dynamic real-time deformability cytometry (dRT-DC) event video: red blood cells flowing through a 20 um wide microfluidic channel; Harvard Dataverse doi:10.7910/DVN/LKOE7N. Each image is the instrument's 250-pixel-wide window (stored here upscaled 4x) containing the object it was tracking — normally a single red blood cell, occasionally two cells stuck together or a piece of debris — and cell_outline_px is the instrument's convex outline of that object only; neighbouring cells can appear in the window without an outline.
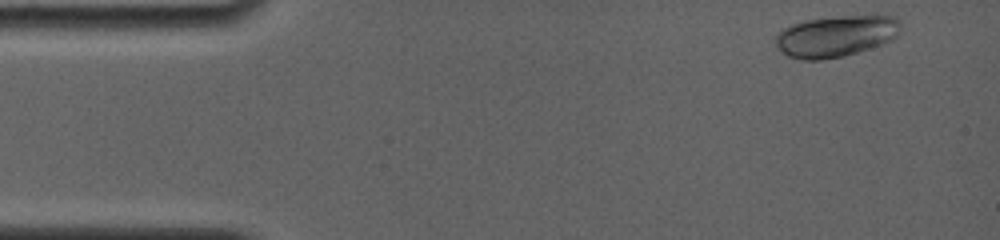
{"species": "common noctule bat (a hibernating species)", "species_latin": "Nyctalus noctula", "temperature_condition": "room temperature", "stored_images_in_passage": 52, "camera_frame_rate_fps": 4000, "um_per_image_px": 0.085, "animal": {"sex": "female", "body_mass_g": 19.0, "forearm_length_mm": 56.7}, "frame": {"image": 1, "passage_image": 1, "time_ms": 0.0, "image_size_px": [1000, 240], "cell_outline_px": [[900, 28], [896, 36], [892, 40], [856, 52], [840, 56], [820, 60], [804, 60], [788, 56], [776, 48], [772, 40], [784, 28], [792, 24], [804, 20], [832, 16], [896, 16], [900, 20]], "centroid_in_image_um": [71.0, 3.06], "position_along_channel_um": 14.0, "area_um2": 30.11}}
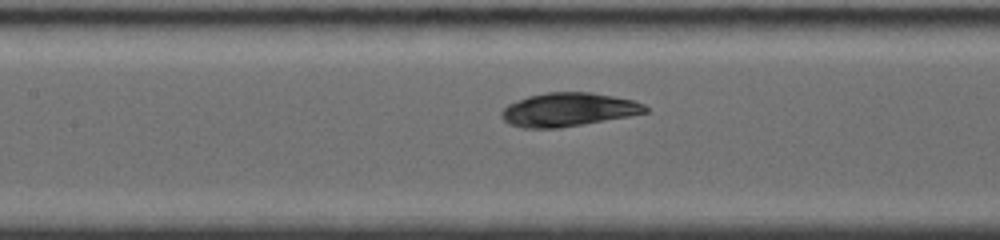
{"frame": {"image": 2, "passage_image": 24, "time_ms": 6.25, "image_size_px": [1000, 240], "cell_outline_px": [[648, 112], [628, 116], [560, 128], [524, 128], [508, 124], [500, 116], [500, 112], [508, 104], [528, 96], [548, 92], [592, 92], [632, 100], [644, 104], [648, 108]], "centroid_in_image_um": [48.28, 9.32], "position_along_channel_um": 159.1, "area_um2": 28.03}}
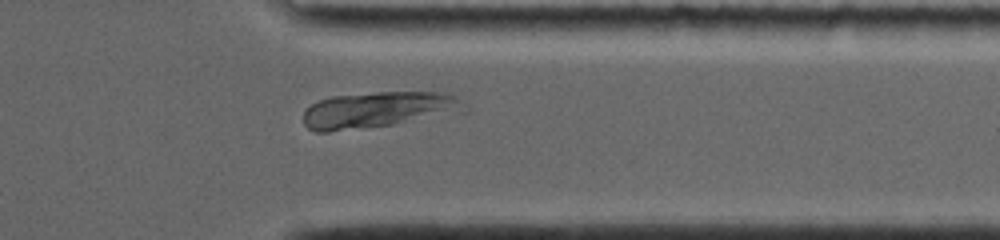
{"frame": {"image": 3, "passage_image": 45, "time_ms": 12.0, "image_size_px": [1000, 240], "cell_outline_px": [[460, 100], [392, 124], [364, 128], [328, 132], [316, 132], [308, 128], [304, 124], [304, 112], [312, 104], [320, 100], [332, 96], [376, 92], [448, 92], [456, 96]], "centroid_in_image_um": [31.57, 9.31], "position_along_channel_um": 379.8, "area_um2": 30.29}}